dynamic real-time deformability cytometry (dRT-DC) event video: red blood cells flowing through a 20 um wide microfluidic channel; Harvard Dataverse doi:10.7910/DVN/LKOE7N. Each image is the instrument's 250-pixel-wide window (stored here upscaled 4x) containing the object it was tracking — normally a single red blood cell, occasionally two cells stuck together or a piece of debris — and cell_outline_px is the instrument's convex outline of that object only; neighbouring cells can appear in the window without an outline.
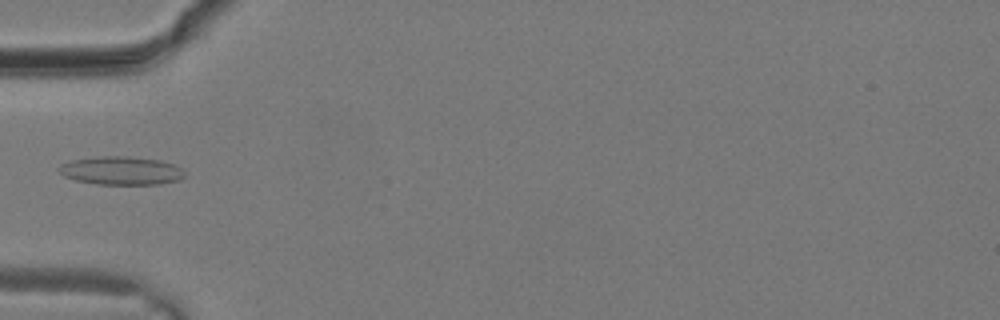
{"species": "common noctule bat (a hibernating species)", "species_latin": "Nyctalus noctula", "temperature_condition": "warm", "stored_images_in_passage": 10, "camera_frame_rate_fps": 3000, "um_per_image_px": 0.085, "animal": {"sex": "male", "body_mass_g": 19.2, "forearm_length_mm": 51.8}, "frame": {"image": 1, "passage_image": 9, "time_ms": 2.667, "image_size_px": [1000, 320], "cell_outline_px": [[184, 176], [180, 180], [160, 184], [96, 184], [76, 180], [64, 176], [56, 168], [60, 164], [72, 160], [100, 156], [128, 156], [160, 160], [172, 164], [180, 168], [184, 172]], "centroid_in_image_um": [10.28, 14.5], "position_along_channel_um": 74.7, "area_um2": 20.75}}